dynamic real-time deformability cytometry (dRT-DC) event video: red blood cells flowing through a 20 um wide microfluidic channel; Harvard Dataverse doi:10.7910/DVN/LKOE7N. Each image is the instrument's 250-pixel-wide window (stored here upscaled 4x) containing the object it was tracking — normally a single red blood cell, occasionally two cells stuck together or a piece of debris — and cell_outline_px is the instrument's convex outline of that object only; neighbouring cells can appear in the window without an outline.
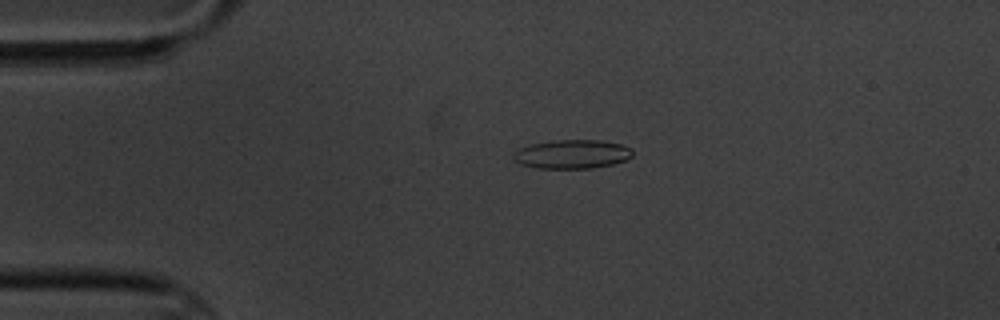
{"species": "common noctule bat (a hibernating species)", "species_latin": "Nyctalus noctula", "temperature_condition": "cold", "stored_images_in_passage": 2, "camera_frame_rate_fps": 3000, "um_per_image_px": 0.085, "animal": {"sex": "male", "body_mass_g": 20.1, "forearm_length_mm": 53.5}, "frame": {"image": 1, "passage_image": 1, "time_ms": 0.0, "image_size_px": [1000, 320], "cell_outline_px": [[632, 156], [624, 160], [612, 164], [592, 168], [536, 168], [520, 164], [512, 160], [512, 152], [528, 144], [552, 140], [600, 140], [620, 144], [632, 148]], "centroid_in_image_um": [48.56, 13.1], "position_along_channel_um": 36.4, "area_um2": 20.23}}